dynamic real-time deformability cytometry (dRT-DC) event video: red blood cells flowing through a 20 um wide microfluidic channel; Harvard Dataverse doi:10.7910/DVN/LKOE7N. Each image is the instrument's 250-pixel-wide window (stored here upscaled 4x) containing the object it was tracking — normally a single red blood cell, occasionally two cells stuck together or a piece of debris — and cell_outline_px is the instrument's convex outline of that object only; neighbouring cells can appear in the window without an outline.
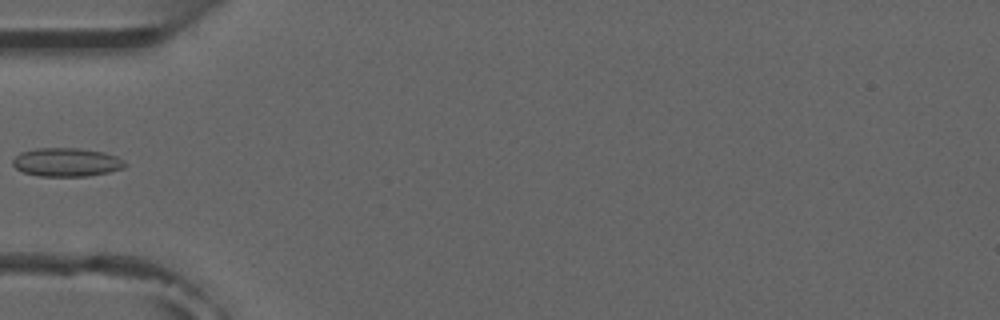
{"species": "common noctule bat (a hibernating species)", "species_latin": "Nyctalus noctula", "temperature_condition": "room temperature", "stored_images_in_passage": 6, "camera_frame_rate_fps": 3000, "um_per_image_px": 0.085, "animal": {"sex": "male", "forearm_length_mm": 52.5}, "frame": {"image": 1, "passage_image": 5, "time_ms": 5.667, "image_size_px": [1000, 320], "cell_outline_px": [[128, 164], [124, 168], [108, 172], [88, 176], [40, 176], [24, 172], [16, 168], [12, 164], [12, 160], [20, 152], [36, 148], [80, 148], [104, 152], [116, 156], [124, 160]], "centroid_in_image_um": [5.67, 13.78], "position_along_channel_um": 79.3, "area_um2": 18.79}}
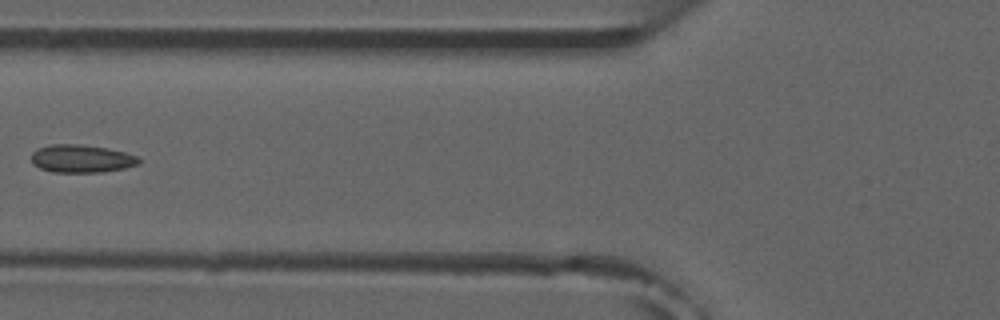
{"frame": {"image": 2, "passage_image": 6, "time_ms": 6.667, "image_size_px": [1000, 320], "cell_outline_px": [[140, 164], [124, 168], [100, 172], [52, 172], [40, 168], [32, 164], [32, 152], [40, 148], [52, 144], [76, 144], [108, 148], [124, 152], [136, 156], [140, 160]], "centroid_in_image_um": [6.92, 13.49], "position_along_channel_um": 118.9, "area_um2": 17.34}}